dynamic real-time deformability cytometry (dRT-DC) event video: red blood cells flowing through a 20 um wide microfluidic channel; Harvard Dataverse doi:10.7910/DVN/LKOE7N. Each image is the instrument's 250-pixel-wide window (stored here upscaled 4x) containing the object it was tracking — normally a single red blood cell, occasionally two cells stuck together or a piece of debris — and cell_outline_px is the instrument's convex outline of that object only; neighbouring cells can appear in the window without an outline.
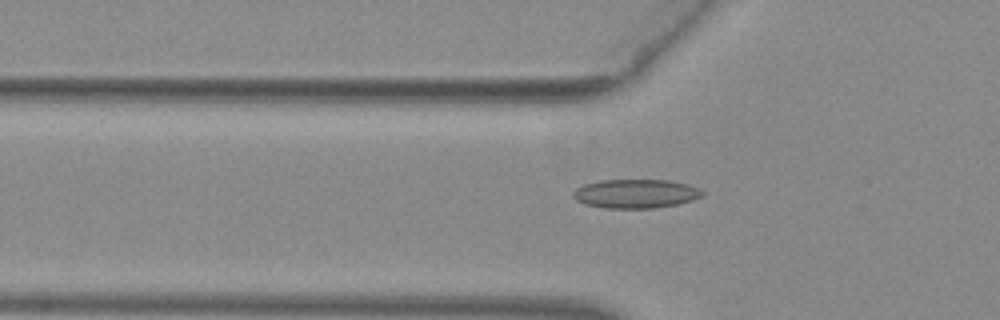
{"species": "common noctule bat (a hibernating species)", "species_latin": "Nyctalus noctula", "temperature_condition": "warm", "stored_images_in_passage": 53, "camera_frame_rate_fps": 3000, "um_per_image_px": 0.085, "animal": {"sex": "female", "body_mass_g": 29.2, "forearm_length_mm": 56.3}, "frame": {"image": 1, "passage_image": 19, "time_ms": 6.0, "image_size_px": [1000, 320], "cell_outline_px": [[704, 196], [692, 200], [676, 204], [656, 208], [604, 208], [584, 204], [576, 200], [572, 196], [572, 192], [576, 188], [584, 184], [600, 180], [668, 180], [688, 184], [700, 188], [704, 192]], "centroid_in_image_um": [54.03, 16.46], "position_along_channel_um": 71.8, "area_um2": 21.96}}
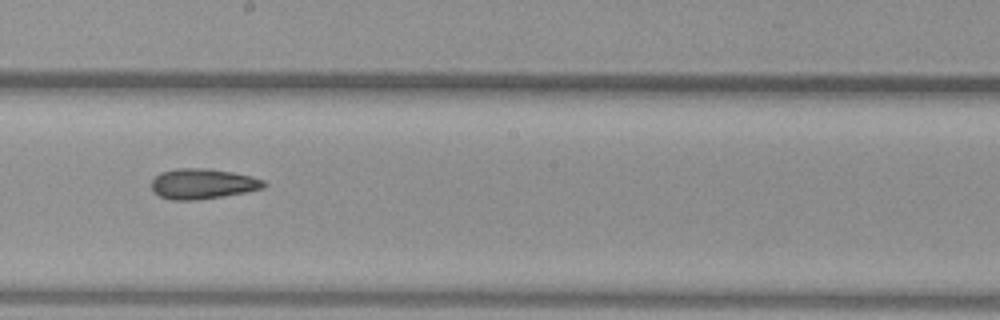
{"frame": {"image": 2, "passage_image": 31, "time_ms": 10.0, "image_size_px": [1000, 320], "cell_outline_px": [[268, 184], [264, 188], [244, 192], [220, 196], [192, 200], [172, 200], [160, 196], [152, 188], [152, 180], [160, 172], [176, 168], [208, 168], [232, 172], [252, 176], [264, 180]], "centroid_in_image_um": [17.24, 15.6], "position_along_channel_um": 231.0, "area_um2": 19.71}}
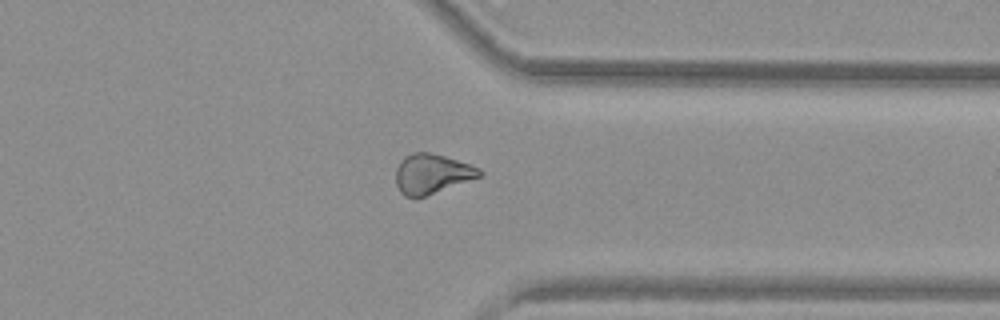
{"frame": {"image": 3, "passage_image": 42, "time_ms": 13.667, "image_size_px": [1000, 320], "cell_outline_px": [[484, 176], [424, 196], [404, 196], [400, 192], [396, 184], [396, 168], [400, 160], [404, 156], [412, 152], [428, 152], [444, 156], [480, 168], [484, 172]], "centroid_in_image_um": [36.72, 14.76], "position_along_channel_um": 374.7, "area_um2": 19.36}, "authors_computed_cell_mechanics": {"area_um2": 20.0566, "velocity_mm_per_s": 3.9801, "shape_relaxation_time_tau1_ms": null, "shape_relaxation_time_tau2_ms": 4.3254, "deformation_change_tau1": null, "deformation_change_tau2": 0.1065}}